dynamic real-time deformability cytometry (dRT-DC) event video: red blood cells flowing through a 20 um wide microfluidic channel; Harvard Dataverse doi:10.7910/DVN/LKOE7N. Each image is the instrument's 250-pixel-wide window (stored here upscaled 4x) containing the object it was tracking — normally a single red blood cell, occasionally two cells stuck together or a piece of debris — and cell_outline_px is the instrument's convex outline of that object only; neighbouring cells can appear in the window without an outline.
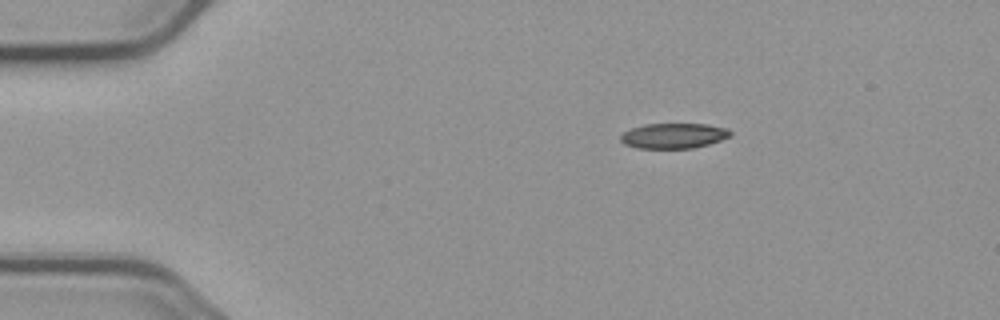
{"species": "common noctule bat (a hibernating species)", "species_latin": "Nyctalus noctula", "temperature_condition": "cold", "stored_images_in_passage": 3, "camera_frame_rate_fps": 3000, "um_per_image_px": 0.085, "animal": {"sex": "male", "body_mass_g": 23.1, "forearm_length_mm": 52.7}, "frame": {"image": 1, "passage_image": 3, "time_ms": 2.667, "image_size_px": [1000, 320], "cell_outline_px": [[732, 136], [708, 144], [692, 148], [636, 148], [624, 144], [620, 140], [620, 136], [624, 132], [632, 128], [644, 124], [708, 124], [728, 128], [732, 132]], "centroid_in_image_um": [57.27, 11.53], "position_along_channel_um": 27.7, "area_um2": 16.18}}